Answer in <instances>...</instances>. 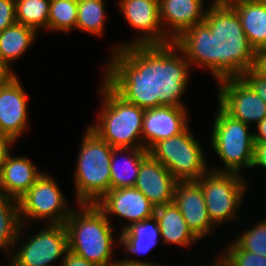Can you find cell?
<instances>
[{
    "instance_id": "6da1fadb",
    "label": "cell",
    "mask_w": 266,
    "mask_h": 266,
    "mask_svg": "<svg viewBox=\"0 0 266 266\" xmlns=\"http://www.w3.org/2000/svg\"><path fill=\"white\" fill-rule=\"evenodd\" d=\"M111 53L103 68V80L126 102L144 110L162 105L186 106L180 98L187 90L192 70L174 42L129 45Z\"/></svg>"
},
{
    "instance_id": "8d00e7d4",
    "label": "cell",
    "mask_w": 266,
    "mask_h": 266,
    "mask_svg": "<svg viewBox=\"0 0 266 266\" xmlns=\"http://www.w3.org/2000/svg\"><path fill=\"white\" fill-rule=\"evenodd\" d=\"M257 132H256V131ZM254 130V142L266 143V117H264Z\"/></svg>"
},
{
    "instance_id": "4fadbf2b",
    "label": "cell",
    "mask_w": 266,
    "mask_h": 266,
    "mask_svg": "<svg viewBox=\"0 0 266 266\" xmlns=\"http://www.w3.org/2000/svg\"><path fill=\"white\" fill-rule=\"evenodd\" d=\"M20 79L14 74L0 85V129L1 138L13 144L24 135L28 127V94Z\"/></svg>"
},
{
    "instance_id": "5bb4252c",
    "label": "cell",
    "mask_w": 266,
    "mask_h": 266,
    "mask_svg": "<svg viewBox=\"0 0 266 266\" xmlns=\"http://www.w3.org/2000/svg\"><path fill=\"white\" fill-rule=\"evenodd\" d=\"M108 218L114 215L123 218L127 224L121 225L125 230L133 223L141 222L154 216L155 206L135 187L111 189L95 204ZM129 222V223H128Z\"/></svg>"
},
{
    "instance_id": "603a6c76",
    "label": "cell",
    "mask_w": 266,
    "mask_h": 266,
    "mask_svg": "<svg viewBox=\"0 0 266 266\" xmlns=\"http://www.w3.org/2000/svg\"><path fill=\"white\" fill-rule=\"evenodd\" d=\"M230 6L237 12L249 44L257 50L266 40V4L240 0Z\"/></svg>"
},
{
    "instance_id": "8992f818",
    "label": "cell",
    "mask_w": 266,
    "mask_h": 266,
    "mask_svg": "<svg viewBox=\"0 0 266 266\" xmlns=\"http://www.w3.org/2000/svg\"><path fill=\"white\" fill-rule=\"evenodd\" d=\"M214 115L211 129V147L223 166H212L218 172H234L242 175V169H251L254 152V132L249 125L234 119L220 106ZM216 167V168H215Z\"/></svg>"
},
{
    "instance_id": "7402d4cb",
    "label": "cell",
    "mask_w": 266,
    "mask_h": 266,
    "mask_svg": "<svg viewBox=\"0 0 266 266\" xmlns=\"http://www.w3.org/2000/svg\"><path fill=\"white\" fill-rule=\"evenodd\" d=\"M161 233L155 216L136 222L120 232L117 242L123 245V250L132 256L149 254L151 249L160 242Z\"/></svg>"
},
{
    "instance_id": "3957f363",
    "label": "cell",
    "mask_w": 266,
    "mask_h": 266,
    "mask_svg": "<svg viewBox=\"0 0 266 266\" xmlns=\"http://www.w3.org/2000/svg\"><path fill=\"white\" fill-rule=\"evenodd\" d=\"M77 209L65 222L69 250L97 266H114L113 236L120 232L95 204H78Z\"/></svg>"
},
{
    "instance_id": "44dd1931",
    "label": "cell",
    "mask_w": 266,
    "mask_h": 266,
    "mask_svg": "<svg viewBox=\"0 0 266 266\" xmlns=\"http://www.w3.org/2000/svg\"><path fill=\"white\" fill-rule=\"evenodd\" d=\"M148 155L149 151L145 148H114L110 161V190L134 187L141 162Z\"/></svg>"
},
{
    "instance_id": "52a82bcc",
    "label": "cell",
    "mask_w": 266,
    "mask_h": 266,
    "mask_svg": "<svg viewBox=\"0 0 266 266\" xmlns=\"http://www.w3.org/2000/svg\"><path fill=\"white\" fill-rule=\"evenodd\" d=\"M149 154L178 181L197 180L210 169L203 145L192 135L189 126L182 133L157 142Z\"/></svg>"
},
{
    "instance_id": "d6986e66",
    "label": "cell",
    "mask_w": 266,
    "mask_h": 266,
    "mask_svg": "<svg viewBox=\"0 0 266 266\" xmlns=\"http://www.w3.org/2000/svg\"><path fill=\"white\" fill-rule=\"evenodd\" d=\"M9 150L0 168V193L21 198L43 174L28 156H11Z\"/></svg>"
},
{
    "instance_id": "7a4b0ae2",
    "label": "cell",
    "mask_w": 266,
    "mask_h": 266,
    "mask_svg": "<svg viewBox=\"0 0 266 266\" xmlns=\"http://www.w3.org/2000/svg\"><path fill=\"white\" fill-rule=\"evenodd\" d=\"M173 42L191 68L204 67L216 81L241 77L253 65L255 49L230 5H208L204 21L185 30Z\"/></svg>"
},
{
    "instance_id": "d4e9b609",
    "label": "cell",
    "mask_w": 266,
    "mask_h": 266,
    "mask_svg": "<svg viewBox=\"0 0 266 266\" xmlns=\"http://www.w3.org/2000/svg\"><path fill=\"white\" fill-rule=\"evenodd\" d=\"M21 226L18 200L0 193V250L4 255L11 256Z\"/></svg>"
},
{
    "instance_id": "d6a6232c",
    "label": "cell",
    "mask_w": 266,
    "mask_h": 266,
    "mask_svg": "<svg viewBox=\"0 0 266 266\" xmlns=\"http://www.w3.org/2000/svg\"><path fill=\"white\" fill-rule=\"evenodd\" d=\"M251 70L266 78V50H255L254 61Z\"/></svg>"
},
{
    "instance_id": "60d3db41",
    "label": "cell",
    "mask_w": 266,
    "mask_h": 266,
    "mask_svg": "<svg viewBox=\"0 0 266 266\" xmlns=\"http://www.w3.org/2000/svg\"><path fill=\"white\" fill-rule=\"evenodd\" d=\"M215 263H210V264H212V265H205V264H203V265H200V266H229L225 261H224V259L221 257V256H219V254H218V257H217V260L215 259V261H214Z\"/></svg>"
},
{
    "instance_id": "ba28073f",
    "label": "cell",
    "mask_w": 266,
    "mask_h": 266,
    "mask_svg": "<svg viewBox=\"0 0 266 266\" xmlns=\"http://www.w3.org/2000/svg\"><path fill=\"white\" fill-rule=\"evenodd\" d=\"M196 181L202 188L209 218L216 227L238 220V210L250 184L243 175L209 169Z\"/></svg>"
},
{
    "instance_id": "b9f144b4",
    "label": "cell",
    "mask_w": 266,
    "mask_h": 266,
    "mask_svg": "<svg viewBox=\"0 0 266 266\" xmlns=\"http://www.w3.org/2000/svg\"><path fill=\"white\" fill-rule=\"evenodd\" d=\"M257 50H266V40Z\"/></svg>"
},
{
    "instance_id": "d590c367",
    "label": "cell",
    "mask_w": 266,
    "mask_h": 266,
    "mask_svg": "<svg viewBox=\"0 0 266 266\" xmlns=\"http://www.w3.org/2000/svg\"><path fill=\"white\" fill-rule=\"evenodd\" d=\"M126 258V259H125ZM124 259H117L116 263L114 266H164L161 263H153V262H144L140 260H135L133 258H127L125 257Z\"/></svg>"
},
{
    "instance_id": "f1b7e54d",
    "label": "cell",
    "mask_w": 266,
    "mask_h": 266,
    "mask_svg": "<svg viewBox=\"0 0 266 266\" xmlns=\"http://www.w3.org/2000/svg\"><path fill=\"white\" fill-rule=\"evenodd\" d=\"M250 227L233 241L242 250L266 257V219H261Z\"/></svg>"
},
{
    "instance_id": "9a60e30c",
    "label": "cell",
    "mask_w": 266,
    "mask_h": 266,
    "mask_svg": "<svg viewBox=\"0 0 266 266\" xmlns=\"http://www.w3.org/2000/svg\"><path fill=\"white\" fill-rule=\"evenodd\" d=\"M186 107L158 106L145 109L142 123L143 148L148 151L159 141L182 133L188 125Z\"/></svg>"
},
{
    "instance_id": "484cf974",
    "label": "cell",
    "mask_w": 266,
    "mask_h": 266,
    "mask_svg": "<svg viewBox=\"0 0 266 266\" xmlns=\"http://www.w3.org/2000/svg\"><path fill=\"white\" fill-rule=\"evenodd\" d=\"M105 0H77L78 14L75 30L86 32L95 37L105 32Z\"/></svg>"
},
{
    "instance_id": "f35d334b",
    "label": "cell",
    "mask_w": 266,
    "mask_h": 266,
    "mask_svg": "<svg viewBox=\"0 0 266 266\" xmlns=\"http://www.w3.org/2000/svg\"><path fill=\"white\" fill-rule=\"evenodd\" d=\"M13 145L14 144L8 138L0 137V168L5 154L12 148Z\"/></svg>"
},
{
    "instance_id": "e575fe53",
    "label": "cell",
    "mask_w": 266,
    "mask_h": 266,
    "mask_svg": "<svg viewBox=\"0 0 266 266\" xmlns=\"http://www.w3.org/2000/svg\"><path fill=\"white\" fill-rule=\"evenodd\" d=\"M61 266H97L81 256L68 250L64 258L60 261Z\"/></svg>"
},
{
    "instance_id": "4316f807",
    "label": "cell",
    "mask_w": 266,
    "mask_h": 266,
    "mask_svg": "<svg viewBox=\"0 0 266 266\" xmlns=\"http://www.w3.org/2000/svg\"><path fill=\"white\" fill-rule=\"evenodd\" d=\"M51 0H15L16 22L34 29L48 31V17Z\"/></svg>"
},
{
    "instance_id": "83f0119b",
    "label": "cell",
    "mask_w": 266,
    "mask_h": 266,
    "mask_svg": "<svg viewBox=\"0 0 266 266\" xmlns=\"http://www.w3.org/2000/svg\"><path fill=\"white\" fill-rule=\"evenodd\" d=\"M77 12V0H51L48 17V30L51 32L54 31L63 33L75 30Z\"/></svg>"
},
{
    "instance_id": "5b68a950",
    "label": "cell",
    "mask_w": 266,
    "mask_h": 266,
    "mask_svg": "<svg viewBox=\"0 0 266 266\" xmlns=\"http://www.w3.org/2000/svg\"><path fill=\"white\" fill-rule=\"evenodd\" d=\"M74 173L78 204H96L110 191L113 147L88 126L83 134Z\"/></svg>"
},
{
    "instance_id": "ab89813d",
    "label": "cell",
    "mask_w": 266,
    "mask_h": 266,
    "mask_svg": "<svg viewBox=\"0 0 266 266\" xmlns=\"http://www.w3.org/2000/svg\"><path fill=\"white\" fill-rule=\"evenodd\" d=\"M240 0H213L210 5L221 6V5H232Z\"/></svg>"
},
{
    "instance_id": "f546056e",
    "label": "cell",
    "mask_w": 266,
    "mask_h": 266,
    "mask_svg": "<svg viewBox=\"0 0 266 266\" xmlns=\"http://www.w3.org/2000/svg\"><path fill=\"white\" fill-rule=\"evenodd\" d=\"M219 254L229 266H266V257L242 250L234 241Z\"/></svg>"
},
{
    "instance_id": "30bf717a",
    "label": "cell",
    "mask_w": 266,
    "mask_h": 266,
    "mask_svg": "<svg viewBox=\"0 0 266 266\" xmlns=\"http://www.w3.org/2000/svg\"><path fill=\"white\" fill-rule=\"evenodd\" d=\"M18 204L21 223L29 227L33 221L44 219L48 220L47 224H65L72 211L57 181L49 173H43L18 199Z\"/></svg>"
},
{
    "instance_id": "7c38bea8",
    "label": "cell",
    "mask_w": 266,
    "mask_h": 266,
    "mask_svg": "<svg viewBox=\"0 0 266 266\" xmlns=\"http://www.w3.org/2000/svg\"><path fill=\"white\" fill-rule=\"evenodd\" d=\"M219 106L234 119L250 126L266 117V103L241 78H226L218 81Z\"/></svg>"
},
{
    "instance_id": "9c48e42d",
    "label": "cell",
    "mask_w": 266,
    "mask_h": 266,
    "mask_svg": "<svg viewBox=\"0 0 266 266\" xmlns=\"http://www.w3.org/2000/svg\"><path fill=\"white\" fill-rule=\"evenodd\" d=\"M44 226L38 229L39 231L34 233L33 237L20 243V238L22 239L25 234L23 230L26 232V227H28L22 224L14 243V248L18 247L16 251L12 250V257L9 258L7 266H53V262L61 257V259L64 258L69 250L66 225L47 224Z\"/></svg>"
},
{
    "instance_id": "836d02e7",
    "label": "cell",
    "mask_w": 266,
    "mask_h": 266,
    "mask_svg": "<svg viewBox=\"0 0 266 266\" xmlns=\"http://www.w3.org/2000/svg\"><path fill=\"white\" fill-rule=\"evenodd\" d=\"M263 167L266 169V143H254V152H253V167Z\"/></svg>"
},
{
    "instance_id": "7bdbcfd3",
    "label": "cell",
    "mask_w": 266,
    "mask_h": 266,
    "mask_svg": "<svg viewBox=\"0 0 266 266\" xmlns=\"http://www.w3.org/2000/svg\"><path fill=\"white\" fill-rule=\"evenodd\" d=\"M256 1L266 4V0H256Z\"/></svg>"
},
{
    "instance_id": "cb8c5ba5",
    "label": "cell",
    "mask_w": 266,
    "mask_h": 266,
    "mask_svg": "<svg viewBox=\"0 0 266 266\" xmlns=\"http://www.w3.org/2000/svg\"><path fill=\"white\" fill-rule=\"evenodd\" d=\"M37 32L20 23H15L0 33V59L12 70V63L32 47Z\"/></svg>"
},
{
    "instance_id": "e0dca14e",
    "label": "cell",
    "mask_w": 266,
    "mask_h": 266,
    "mask_svg": "<svg viewBox=\"0 0 266 266\" xmlns=\"http://www.w3.org/2000/svg\"><path fill=\"white\" fill-rule=\"evenodd\" d=\"M177 179L150 154L141 162L135 188L156 207L174 202Z\"/></svg>"
},
{
    "instance_id": "8fae6325",
    "label": "cell",
    "mask_w": 266,
    "mask_h": 266,
    "mask_svg": "<svg viewBox=\"0 0 266 266\" xmlns=\"http://www.w3.org/2000/svg\"><path fill=\"white\" fill-rule=\"evenodd\" d=\"M121 14L139 37L130 43H117L112 51L129 45L168 44L173 42L165 33L159 18V0H118Z\"/></svg>"
},
{
    "instance_id": "74e56055",
    "label": "cell",
    "mask_w": 266,
    "mask_h": 266,
    "mask_svg": "<svg viewBox=\"0 0 266 266\" xmlns=\"http://www.w3.org/2000/svg\"><path fill=\"white\" fill-rule=\"evenodd\" d=\"M15 72L0 59V85L7 82Z\"/></svg>"
},
{
    "instance_id": "ac0fdd59",
    "label": "cell",
    "mask_w": 266,
    "mask_h": 266,
    "mask_svg": "<svg viewBox=\"0 0 266 266\" xmlns=\"http://www.w3.org/2000/svg\"><path fill=\"white\" fill-rule=\"evenodd\" d=\"M204 4V0H159V18L164 33L174 41L188 28L203 22L207 10Z\"/></svg>"
},
{
    "instance_id": "2e32d148",
    "label": "cell",
    "mask_w": 266,
    "mask_h": 266,
    "mask_svg": "<svg viewBox=\"0 0 266 266\" xmlns=\"http://www.w3.org/2000/svg\"><path fill=\"white\" fill-rule=\"evenodd\" d=\"M174 203L180 209L189 229L200 241L208 234H213L216 226L209 218L202 188L196 180L177 181Z\"/></svg>"
},
{
    "instance_id": "4dcf8cb0",
    "label": "cell",
    "mask_w": 266,
    "mask_h": 266,
    "mask_svg": "<svg viewBox=\"0 0 266 266\" xmlns=\"http://www.w3.org/2000/svg\"><path fill=\"white\" fill-rule=\"evenodd\" d=\"M16 23L15 0H0V33Z\"/></svg>"
},
{
    "instance_id": "277c9868",
    "label": "cell",
    "mask_w": 266,
    "mask_h": 266,
    "mask_svg": "<svg viewBox=\"0 0 266 266\" xmlns=\"http://www.w3.org/2000/svg\"><path fill=\"white\" fill-rule=\"evenodd\" d=\"M100 86L103 105L96 122L87 126L113 148H143L145 110L126 102L104 80Z\"/></svg>"
},
{
    "instance_id": "ffe728a7",
    "label": "cell",
    "mask_w": 266,
    "mask_h": 266,
    "mask_svg": "<svg viewBox=\"0 0 266 266\" xmlns=\"http://www.w3.org/2000/svg\"><path fill=\"white\" fill-rule=\"evenodd\" d=\"M154 216L160 228L161 243L175 244L181 246V248H187L199 242L174 202L156 207Z\"/></svg>"
},
{
    "instance_id": "1f68e13d",
    "label": "cell",
    "mask_w": 266,
    "mask_h": 266,
    "mask_svg": "<svg viewBox=\"0 0 266 266\" xmlns=\"http://www.w3.org/2000/svg\"><path fill=\"white\" fill-rule=\"evenodd\" d=\"M241 78L254 90L266 103V78L255 74L251 69L246 71Z\"/></svg>"
}]
</instances>
